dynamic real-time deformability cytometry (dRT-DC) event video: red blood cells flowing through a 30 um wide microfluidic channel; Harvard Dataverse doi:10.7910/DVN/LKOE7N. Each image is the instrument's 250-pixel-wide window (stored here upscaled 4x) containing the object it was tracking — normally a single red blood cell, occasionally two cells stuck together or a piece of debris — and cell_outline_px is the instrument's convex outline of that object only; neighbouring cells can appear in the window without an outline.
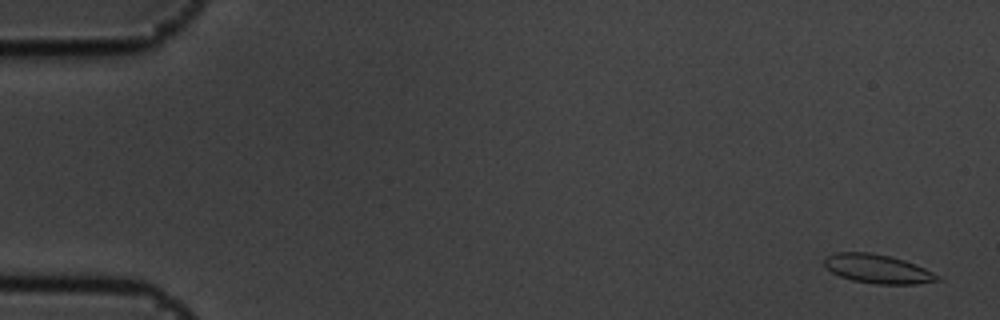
{"species": "common noctule bat (a hibernating species)", "species_latin": "Nyctalus noctula", "temperature_condition": "cold", "stored_images_in_passage": 56, "camera_frame_rate_fps": 3000, "um_per_image_px": 0.085, "animal": {"sex": "male", "body_mass_g": 19.5, "forearm_length_mm": 54.6}, "frame": {"image": 1, "passage_image": 2, "time_ms": 0.333, "image_size_px": [1000, 320], "cell_outline_px": [[944, 280], [916, 284], [876, 284], [852, 280], [840, 276], [832, 272], [824, 264], [824, 256], [836, 252], [868, 252], [892, 256], [904, 260], [924, 268], [940, 276]], "centroid_in_image_um": [74.61, 22.85], "position_along_channel_um": 10.4, "area_um2": 19.13}}
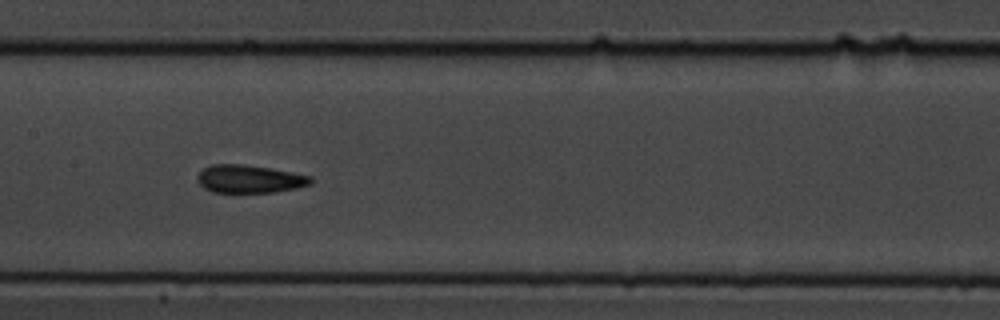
{"frame": {"image": 2, "passage_image": 28, "time_ms": 9.0, "image_size_px": [1000, 320], "cell_outline_px": [[312, 184], [296, 188], [276, 192], [212, 192], [204, 188], [196, 180], [196, 176], [204, 168], [212, 164], [244, 164], [268, 168], [312, 176]], "centroid_in_image_um": [21.19, 15.21], "position_along_channel_um": 186.2, "area_um2": 18.44}}
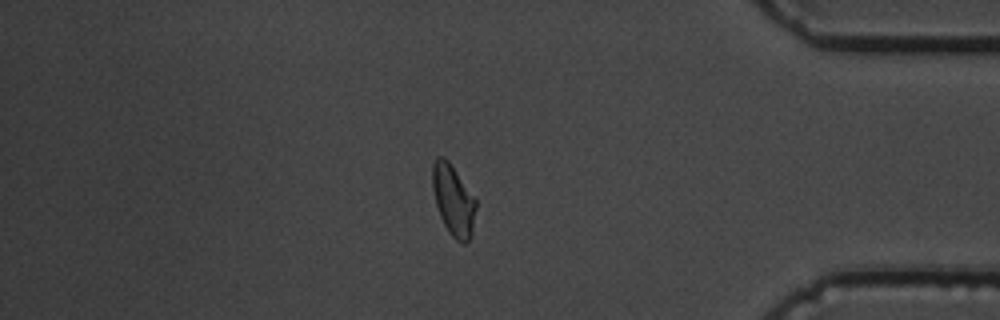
{"frame": {"image": 3, "passage_image": 48, "time_ms": 15.667, "image_size_px": [1000, 320], "cell_outline_px": [[476, 208], [472, 236], [464, 244], [456, 240], [448, 232], [440, 216], [436, 204], [432, 188], [432, 164], [436, 156], [444, 156], [448, 160], [476, 200]], "centroid_in_image_um": [38.52, 17.02], "position_along_channel_um": 396.7, "area_um2": 17.98}, "authors_computed_cell_mechanics": {"area_um2": 18.3226, "velocity_mm_per_s": 3.5849, "shape_relaxation_time_tau1_ms": 7.1204, "shape_relaxation_time_tau2_ms": 2.8022, "deformation_change_tau1": 0.1709, "deformation_change_tau2": 0.0786}}